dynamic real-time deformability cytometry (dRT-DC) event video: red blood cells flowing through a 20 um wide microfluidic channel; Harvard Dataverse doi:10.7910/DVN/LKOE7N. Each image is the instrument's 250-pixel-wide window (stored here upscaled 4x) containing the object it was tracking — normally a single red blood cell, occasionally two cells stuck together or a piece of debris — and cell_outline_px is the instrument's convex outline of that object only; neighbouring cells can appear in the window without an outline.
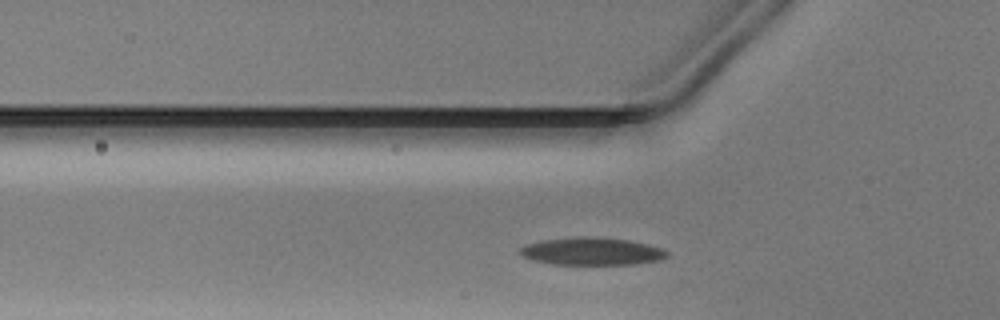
{"species": "Egyptian fruit bat (a non-hibernating species)", "species_latin": "Rousettus aegyptiacus", "temperature_condition": "warm", "stored_images_in_passage": 28, "camera_frame_rate_fps": 3000, "um_per_image_px": 0.085, "animal": {"sex": "male"}, "frame": {"image": 1, "passage_image": 5, "time_ms": 1.333, "image_size_px": [1000, 320], "cell_outline_px": [[668, 256], [660, 260], [636, 264], [552, 264], [532, 260], [524, 256], [520, 252], [520, 248], [528, 244], [540, 240], [580, 236], [596, 236], [628, 240], [648, 244], [664, 248], [668, 252]], "centroid_in_image_um": [50.35, 21.35], "position_along_channel_um": 75.5, "area_um2": 23.76}}
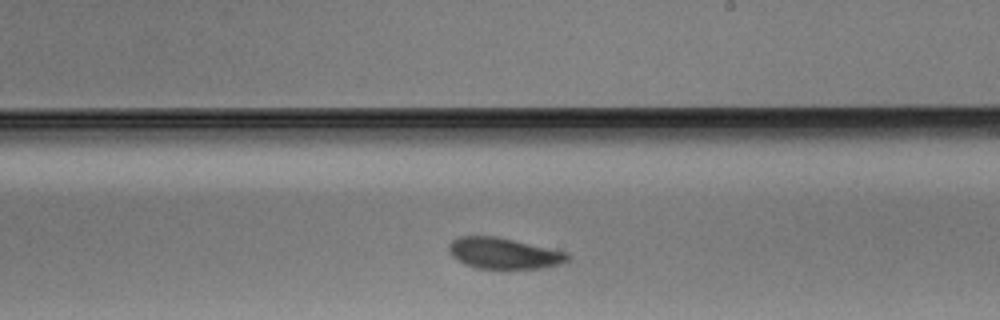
{"frame": {"image": 2, "passage_image": 18, "time_ms": 5.667, "image_size_px": [1000, 320], "cell_outline_px": [[568, 260], [560, 264], [540, 268], [508, 272], [476, 268], [464, 264], [456, 260], [452, 256], [448, 248], [448, 244], [452, 240], [460, 236], [496, 236], [568, 252]], "centroid_in_image_um": [42.8, 21.58], "position_along_channel_um": 246.2, "area_um2": 22.31}}
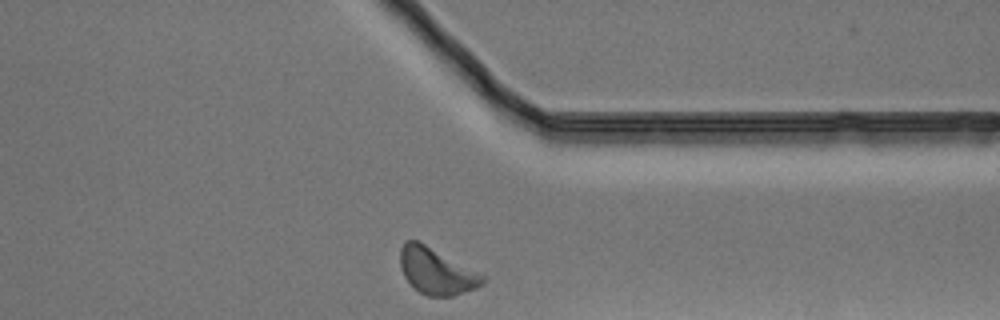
{"frame": {"image": 3, "passage_image": 28, "time_ms": 9.0, "image_size_px": [1000, 320], "cell_outline_px": [[484, 284], [476, 288], [452, 296], [428, 296], [420, 292], [404, 276], [400, 268], [400, 248], [404, 240], [416, 240], [424, 244], [484, 276]], "centroid_in_image_um": [37.05, 23.05], "position_along_channel_um": 374.4, "area_um2": 21.62}}